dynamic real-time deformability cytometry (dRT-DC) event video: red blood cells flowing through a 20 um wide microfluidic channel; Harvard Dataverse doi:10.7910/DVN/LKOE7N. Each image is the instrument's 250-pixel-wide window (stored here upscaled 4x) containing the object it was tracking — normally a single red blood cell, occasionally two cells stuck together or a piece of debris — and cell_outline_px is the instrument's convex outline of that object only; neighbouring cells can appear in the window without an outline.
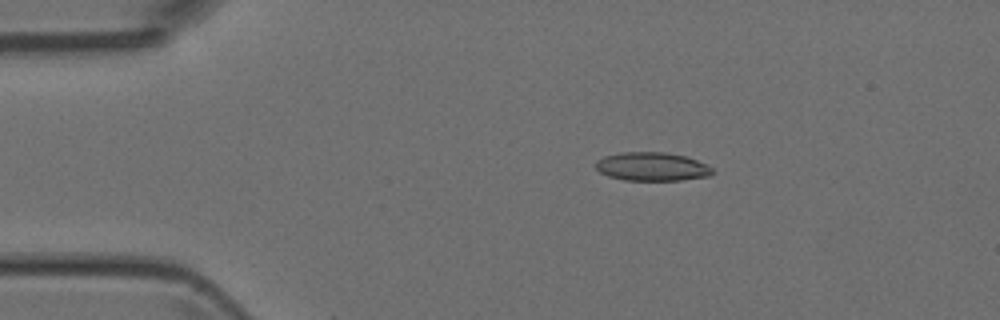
{"species": "Egyptian fruit bat (a non-hibernating species)", "species_latin": "Rousettus aegyptiacus", "temperature_condition": "room temperature", "stored_images_in_passage": 4, "camera_frame_rate_fps": 3000, "um_per_image_px": 0.085, "animal": {"sex": "female"}, "frame": {"image": 1, "passage_image": 3, "time_ms": 2.333, "image_size_px": [1000, 320], "cell_outline_px": [[716, 172], [712, 176], [680, 180], [624, 180], [608, 176], [600, 172], [596, 168], [596, 160], [604, 156], [620, 152], [664, 152], [684, 156], [696, 160], [712, 168]], "centroid_in_image_um": [55.42, 14.16], "position_along_channel_um": 29.6, "area_um2": 19.48}}